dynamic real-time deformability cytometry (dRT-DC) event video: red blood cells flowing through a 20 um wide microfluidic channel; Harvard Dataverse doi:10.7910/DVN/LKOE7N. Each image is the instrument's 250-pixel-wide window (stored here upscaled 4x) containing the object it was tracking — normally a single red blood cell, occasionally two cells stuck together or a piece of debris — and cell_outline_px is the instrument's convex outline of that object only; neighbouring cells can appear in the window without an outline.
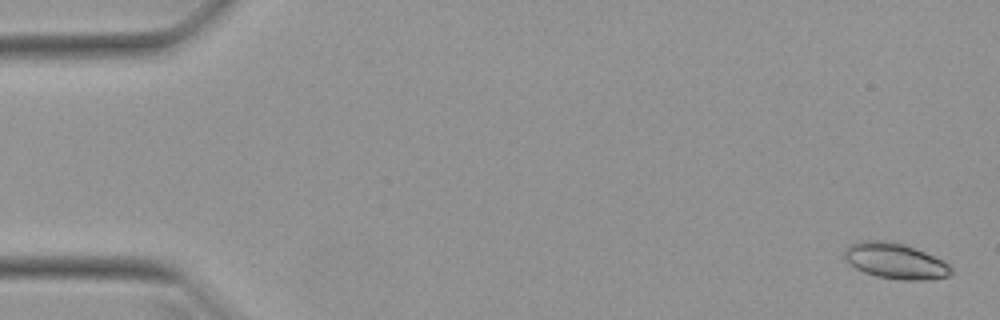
{"species": "Egyptian fruit bat (a non-hibernating species)", "species_latin": "Rousettus aegyptiacus", "temperature_condition": "warm", "stored_images_in_passage": 52, "camera_frame_rate_fps": 3000, "um_per_image_px": 0.085, "animal": {"sex": "female"}, "frame": {"image": 1, "passage_image": 2, "time_ms": 0.333, "image_size_px": [1000, 320], "cell_outline_px": [[952, 276], [924, 280], [900, 280], [876, 276], [864, 272], [856, 268], [844, 256], [844, 248], [848, 244], [860, 240], [884, 240], [904, 244], [924, 252], [948, 264], [952, 268]], "centroid_in_image_um": [76.08, 22.18], "position_along_channel_um": 8.9, "area_um2": 22.14}}
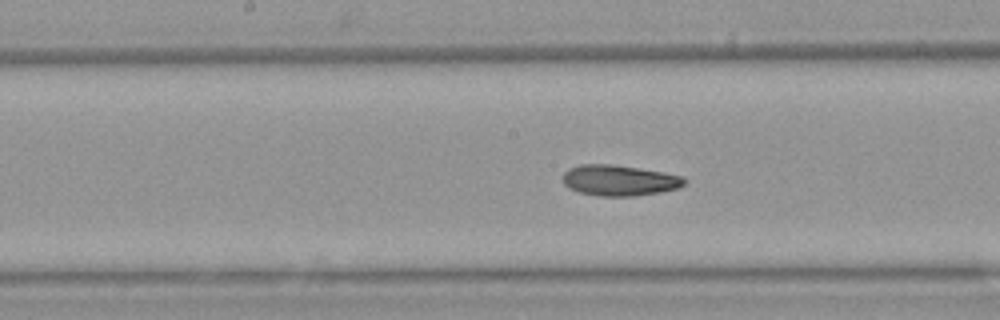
{"frame": {"image": 2, "passage_image": 27, "time_ms": 8.667, "image_size_px": [1000, 320], "cell_outline_px": [[684, 184], [680, 188], [660, 192], [636, 196], [600, 196], [580, 192], [568, 188], [564, 184], [564, 172], [568, 168], [580, 164], [612, 164], [664, 172], [680, 176], [684, 180]], "centroid_in_image_um": [52.62, 15.33], "position_along_channel_um": 195.6, "area_um2": 21.73}}
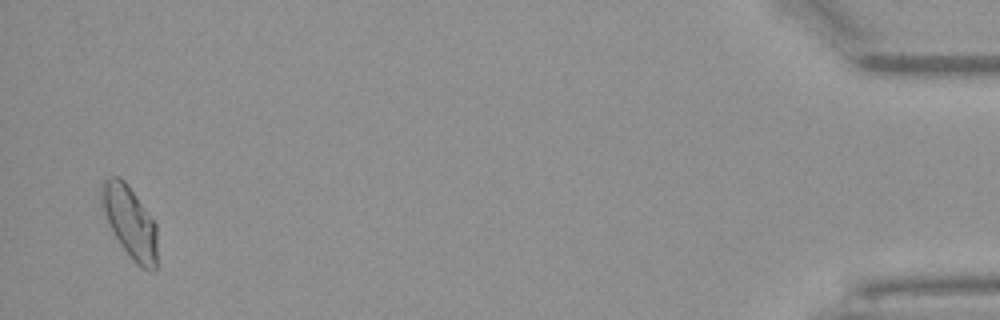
{"frame": {"image": 3, "passage_image": 51, "time_ms": 16.667, "image_size_px": [1000, 320], "cell_outline_px": [[156, 268], [152, 272], [136, 264], [132, 260], [120, 244], [112, 232], [100, 204], [100, 188], [104, 180], [108, 176], [120, 176], [124, 180], [136, 196], [156, 224]], "centroid_in_image_um": [11.0, 18.85], "position_along_channel_um": 424.2, "area_um2": 23.35}, "authors_computed_cell_mechanics": {"area_um2": 21.5883, "velocity_mm_per_s": 3.9511, "shape_relaxation_time_tau1_ms": null, "shape_relaxation_time_tau2_ms": 3.3749, "deformation_change_tau1": null, "deformation_change_tau2": 0.102}}